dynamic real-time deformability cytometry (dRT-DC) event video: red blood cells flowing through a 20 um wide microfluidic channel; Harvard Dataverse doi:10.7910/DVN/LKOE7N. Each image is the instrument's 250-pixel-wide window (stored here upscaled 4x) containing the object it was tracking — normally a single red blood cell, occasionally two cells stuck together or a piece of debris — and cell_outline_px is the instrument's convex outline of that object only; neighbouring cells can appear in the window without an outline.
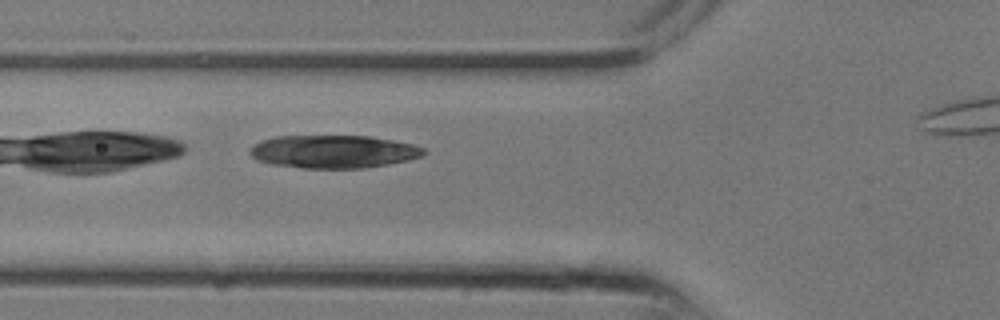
{"species": "common noctule bat (a hibernating species)", "species_latin": "Nyctalus noctula", "temperature_condition": "room temperature", "stored_images_in_passage": 7, "camera_frame_rate_fps": 3000, "um_per_image_px": 0.085, "animal": {"sex": "male", "body_mass_g": 13.3}, "frame": {"image": 1, "passage_image": 6, "time_ms": 1.667, "image_size_px": [1000, 320], "cell_outline_px": [[428, 152], [424, 156], [408, 160], [388, 164], [364, 168], [304, 168], [272, 164], [256, 160], [248, 152], [260, 140], [276, 136], [368, 136], [392, 140], [412, 144], [424, 148]], "centroid_in_image_um": [28.36, 12.89], "position_along_channel_um": 97.4, "area_um2": 33.41}}